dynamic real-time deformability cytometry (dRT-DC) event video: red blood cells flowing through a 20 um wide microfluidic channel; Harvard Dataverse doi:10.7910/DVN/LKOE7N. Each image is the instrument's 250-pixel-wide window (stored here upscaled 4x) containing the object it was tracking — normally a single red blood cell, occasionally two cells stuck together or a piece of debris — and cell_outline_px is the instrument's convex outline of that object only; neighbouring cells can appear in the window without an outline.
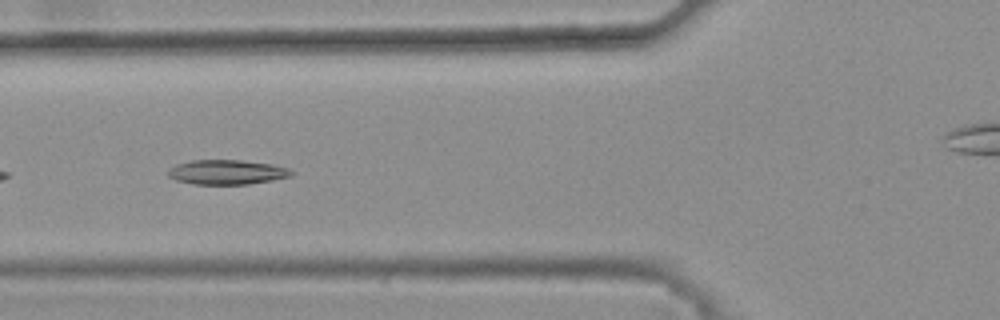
{"species": "common noctule bat (a hibernating species)", "species_latin": "Nyctalus noctula", "temperature_condition": "warm", "stored_images_in_passage": 29, "camera_frame_rate_fps": 3000, "um_per_image_px": 0.085, "animal": {"sex": "female", "body_mass_g": 25.1}, "frame": {"image": 1, "passage_image": 5, "time_ms": 1.333, "image_size_px": [1000, 320], "cell_outline_px": [[296, 172], [292, 176], [272, 180], [248, 184], [192, 184], [176, 180], [168, 176], [168, 172], [176, 164], [192, 160], [240, 160], [272, 164], [288, 168]], "centroid_in_image_um": [19.32, 14.63], "position_along_channel_um": 106.5, "area_um2": 17.69}, "authors_computed_cell_mechanics": {"area_um2": 17.1088, "velocity_mm_per_s": 3.8231, "shape_relaxation_time_tau1_ms": 9.8895, "shape_relaxation_time_tau2_ms": 2.6211, "deformation_change_tau1": 0.2387, "deformation_change_tau2": 0.0682}}